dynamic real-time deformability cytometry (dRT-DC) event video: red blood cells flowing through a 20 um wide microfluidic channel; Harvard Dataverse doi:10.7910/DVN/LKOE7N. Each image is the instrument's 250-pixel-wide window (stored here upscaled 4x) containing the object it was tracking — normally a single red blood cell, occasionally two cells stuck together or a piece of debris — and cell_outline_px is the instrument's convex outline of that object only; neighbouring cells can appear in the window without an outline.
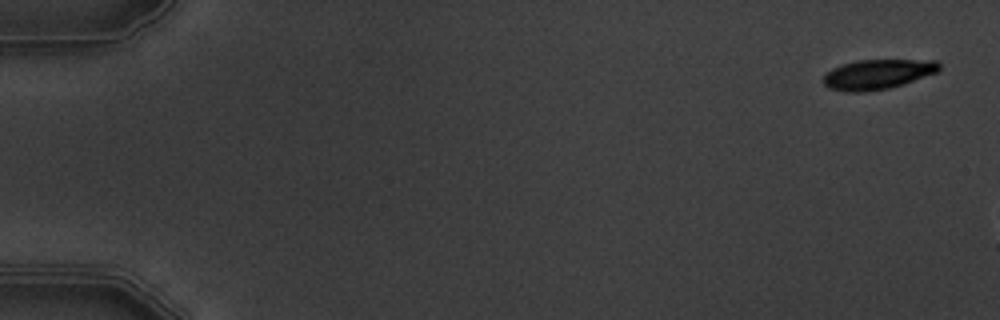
{"species": "common noctule bat (a hibernating species)", "species_latin": "Nyctalus noctula", "temperature_condition": "warm", "stored_images_in_passage": 3, "camera_frame_rate_fps": 3000, "um_per_image_px": 0.085, "animal": {"sex": "male", "body_mass_g": 19.5, "forearm_length_mm": 54.6}, "frame": {"image": 1, "passage_image": 1, "time_ms": 0.0, "image_size_px": [1000, 320], "cell_outline_px": [[940, 68], [936, 72], [904, 84], [888, 88], [868, 92], [848, 92], [828, 88], [824, 84], [824, 76], [832, 68], [840, 64], [856, 60], [936, 60], [940, 64]], "centroid_in_image_um": [74.58, 6.31], "position_along_channel_um": 10.4, "area_um2": 20.17}}